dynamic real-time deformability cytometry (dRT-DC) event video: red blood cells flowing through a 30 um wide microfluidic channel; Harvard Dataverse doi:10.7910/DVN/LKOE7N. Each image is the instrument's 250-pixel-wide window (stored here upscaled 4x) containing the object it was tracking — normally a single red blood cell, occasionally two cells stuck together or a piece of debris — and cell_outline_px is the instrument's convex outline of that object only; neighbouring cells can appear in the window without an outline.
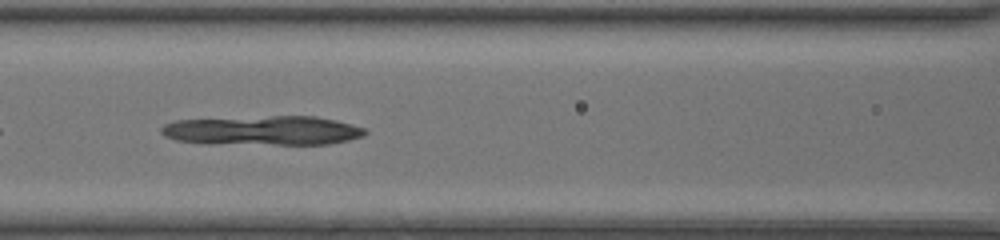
{"species": "common noctule bat (a hibernating species)", "species_latin": "Nyctalus noctula", "temperature_condition": "room temperature", "stored_images_in_passage": 40, "camera_frame_rate_fps": 3000, "um_per_image_px": 0.085, "animal": {"sex": "female", "body_mass_g": 20.0, "forearm_length_mm": 54.0}, "frame": {"image": 1, "passage_image": 25, "time_ms": 8.0, "image_size_px": [1000, 240], "cell_outline_px": [[368, 132], [364, 136], [348, 140], [328, 144], [200, 144], [176, 140], [164, 136], [160, 132], [160, 128], [164, 124], [176, 120], [272, 116], [316, 116], [336, 120], [368, 128]], "centroid_in_image_um": [22.34, 11.1], "position_along_channel_um": 144.3, "area_um2": 35.32}}
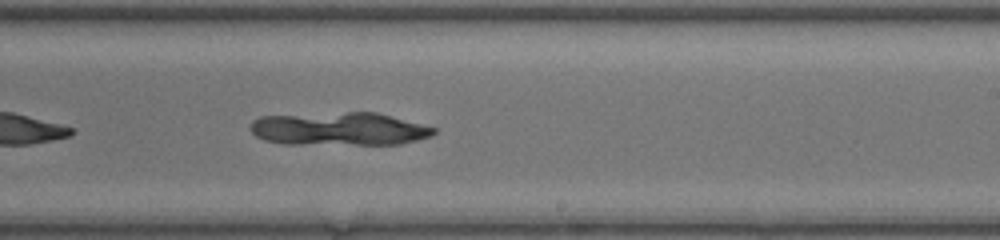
{"frame": {"image": 2, "passage_image": 33, "time_ms": 10.667, "image_size_px": [1000, 240], "cell_outline_px": [[436, 132], [432, 136], [400, 144], [284, 144], [264, 140], [256, 136], [248, 128], [252, 120], [260, 116], [348, 112], [376, 112], [436, 128]], "centroid_in_image_um": [28.79, 10.96], "position_along_channel_um": 260.2, "area_um2": 35.49}}
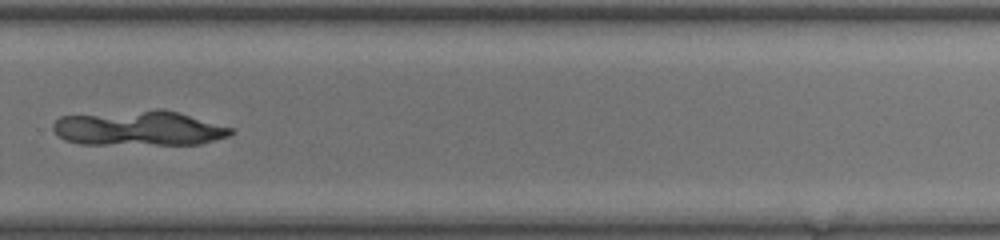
{"frame": {"image": 3, "passage_image": 37, "time_ms": 12.0, "image_size_px": [1000, 240], "cell_outline_px": [[236, 132], [228, 136], [200, 144], [80, 144], [64, 140], [52, 128], [52, 124], [60, 116], [156, 108], [164, 108], [180, 112], [236, 128]], "centroid_in_image_um": [11.87, 10.88], "position_along_channel_um": 317.9, "area_um2": 36.82}}